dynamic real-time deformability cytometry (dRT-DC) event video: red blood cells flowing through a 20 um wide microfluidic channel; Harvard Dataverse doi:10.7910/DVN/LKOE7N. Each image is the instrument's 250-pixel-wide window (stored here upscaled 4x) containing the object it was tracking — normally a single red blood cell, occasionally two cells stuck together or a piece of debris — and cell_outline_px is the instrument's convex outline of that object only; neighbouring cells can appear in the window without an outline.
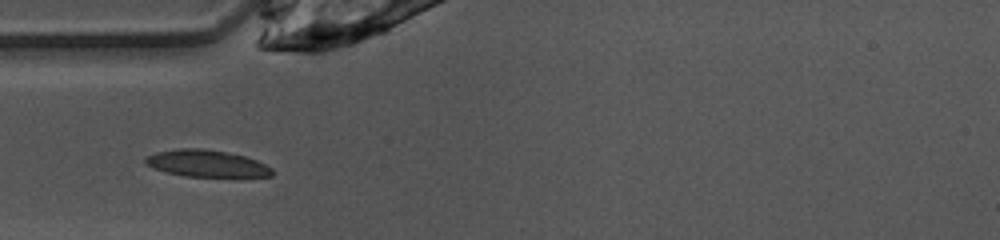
{"species": "common noctule bat (a hibernating species)", "species_latin": "Nyctalus noctula", "temperature_condition": "warm", "stored_images_in_passage": 36, "camera_frame_rate_fps": 3000, "um_per_image_px": 0.085, "animal": {"sex": "female", "body_mass_g": 10.0, "forearm_length_mm": 53.1}, "frame": {"image": 1, "passage_image": 1, "time_ms": 0.0, "image_size_px": [1000, 240], "cell_outline_px": [[272, 176], [184, 176], [152, 168], [144, 164], [144, 156], [156, 152], [180, 148], [200, 148], [224, 152], [244, 156], [256, 160], [272, 168]], "centroid_in_image_um": [17.48, 13.89], "position_along_channel_um": 67.5, "area_um2": 19.59}}
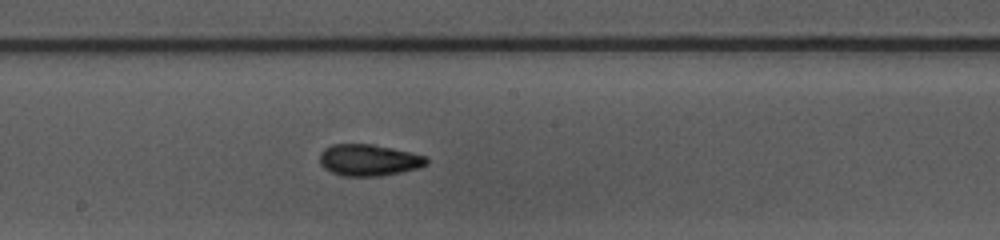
{"frame": {"image": 2, "passage_image": 12, "time_ms": 3.667, "image_size_px": [1000, 240], "cell_outline_px": [[428, 164], [420, 168], [380, 176], [344, 176], [332, 172], [324, 168], [320, 164], [320, 152], [324, 148], [332, 144], [372, 144], [412, 152], [428, 156]], "centroid_in_image_um": [31.37, 13.6], "position_along_channel_um": 216.8, "area_um2": 19.83}}
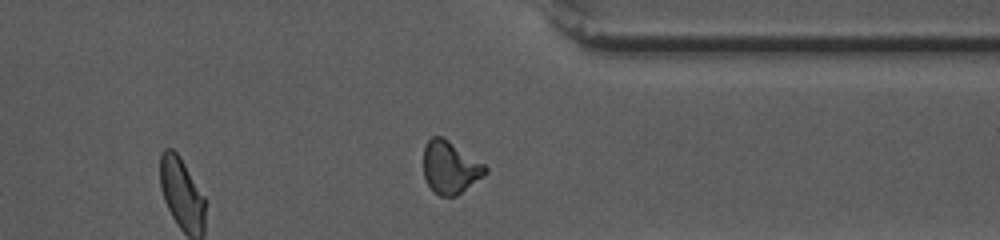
{"frame": {"image": 3, "passage_image": 24, "time_ms": 7.667, "image_size_px": [1000, 240], "cell_outline_px": [[488, 172], [484, 176], [456, 196], [440, 196], [432, 192], [424, 176], [424, 144], [432, 136], [444, 136], [484, 164], [488, 168]], "centroid_in_image_um": [38.26, 14.22], "position_along_channel_um": 373.1, "area_um2": 19.13}}